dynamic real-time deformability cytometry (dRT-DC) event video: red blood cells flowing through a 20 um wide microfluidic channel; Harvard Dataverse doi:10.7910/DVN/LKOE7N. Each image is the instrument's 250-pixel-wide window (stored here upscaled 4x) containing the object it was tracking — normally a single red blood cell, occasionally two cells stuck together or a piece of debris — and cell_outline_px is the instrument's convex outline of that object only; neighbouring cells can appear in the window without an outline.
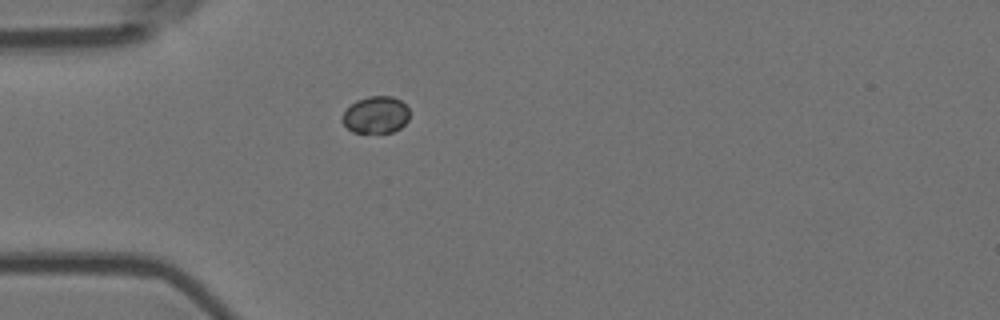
{"species": "Egyptian fruit bat (a non-hibernating species)", "species_latin": "Rousettus aegyptiacus", "temperature_condition": "room temperature", "stored_images_in_passage": 41, "camera_frame_rate_fps": 3000, "um_per_image_px": 0.085, "animal": {"sex": "female"}, "frame": {"image": 1, "passage_image": 1, "time_ms": 0.0, "image_size_px": [1000, 320], "cell_outline_px": [[408, 120], [400, 128], [392, 132], [352, 132], [340, 120], [344, 112], [356, 100], [368, 96], [392, 96], [400, 100], [408, 108]], "centroid_in_image_um": [31.94, 9.75], "position_along_channel_um": 53.1, "area_um2": 14.39}}
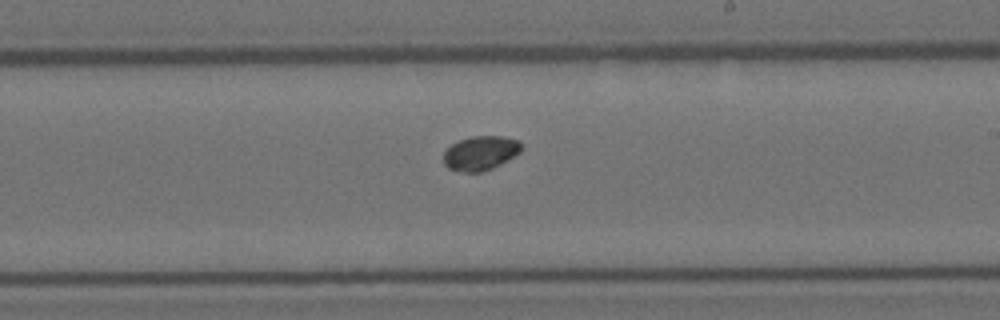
{"frame": {"image": 2, "passage_image": 18, "time_ms": 5.667, "image_size_px": [1000, 320], "cell_outline_px": [[524, 148], [520, 152], [500, 164], [492, 168], [480, 172], [464, 172], [448, 168], [444, 164], [444, 152], [452, 144], [460, 140], [472, 136], [504, 136], [520, 140]], "centroid_in_image_um": [40.88, 13.0], "position_along_channel_um": 248.1, "area_um2": 15.55}}
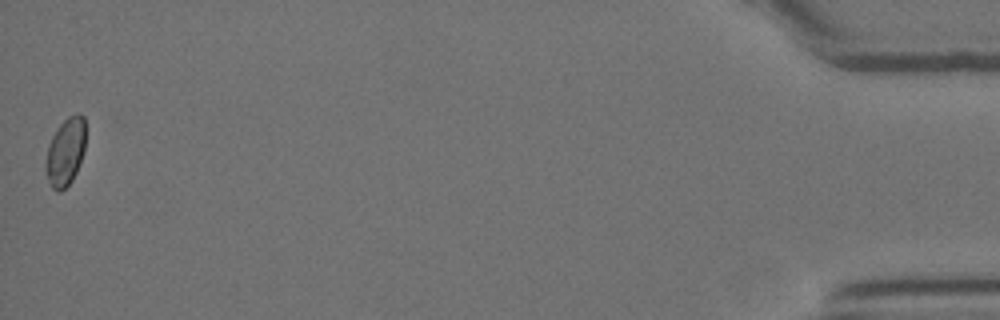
{"frame": {"image": 3, "passage_image": 41, "time_ms": 13.333, "image_size_px": [1000, 320], "cell_outline_px": [[84, 148], [76, 172], [72, 180], [60, 192], [56, 192], [52, 188], [44, 168], [44, 164], [48, 144], [52, 136], [60, 124], [68, 116], [76, 112], [80, 112], [84, 116]], "centroid_in_image_um": [5.54, 12.89], "position_along_channel_um": 429.7, "area_um2": 15.72}}